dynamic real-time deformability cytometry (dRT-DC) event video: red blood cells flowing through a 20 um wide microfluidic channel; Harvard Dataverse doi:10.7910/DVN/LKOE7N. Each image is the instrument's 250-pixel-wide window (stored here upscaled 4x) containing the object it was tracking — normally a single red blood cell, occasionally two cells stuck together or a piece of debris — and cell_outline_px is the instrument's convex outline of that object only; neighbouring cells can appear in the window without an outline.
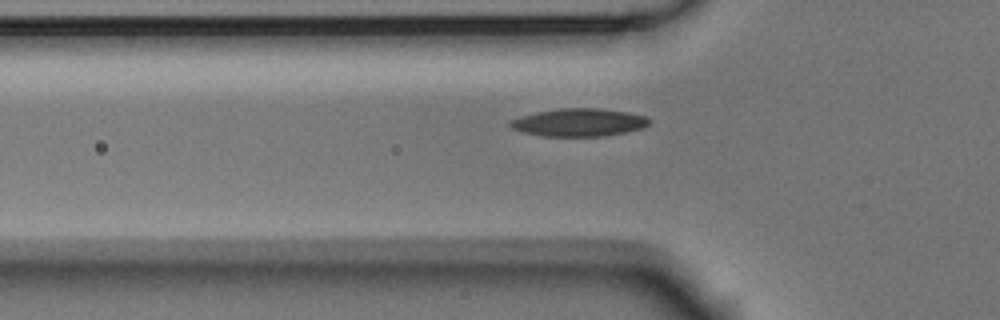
{"species": "Egyptian fruit bat (a non-hibernating species)", "species_latin": "Rousettus aegyptiacus", "temperature_condition": "room temperature", "stored_images_in_passage": 40, "camera_frame_rate_fps": 3000, "um_per_image_px": 0.085, "animal": {"sex": "male"}, "frame": {"image": 1, "passage_image": 9, "time_ms": 2.667, "image_size_px": [1000, 320], "cell_outline_px": [[652, 120], [644, 128], [604, 136], [540, 136], [520, 132], [512, 128], [508, 124], [508, 120], [520, 116], [536, 112], [560, 108], [600, 108], [628, 112], [644, 116]], "centroid_in_image_um": [49.17, 10.4], "position_along_channel_um": 76.6, "area_um2": 22.77}}
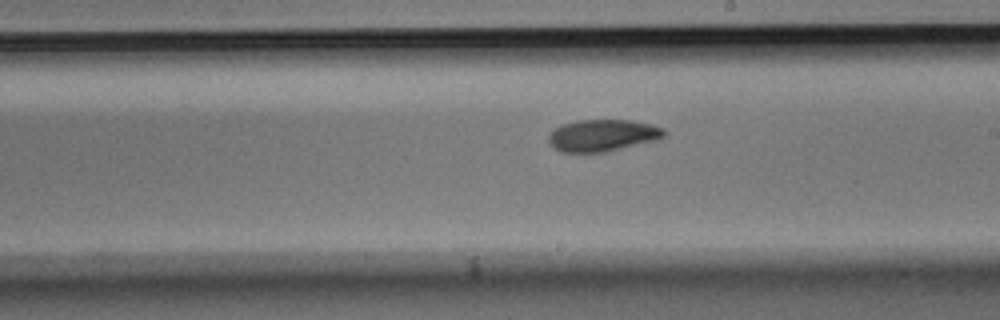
{"frame": {"image": 2, "passage_image": 22, "time_ms": 7.0, "image_size_px": [1000, 320], "cell_outline_px": [[664, 136], [656, 140], [604, 152], [560, 152], [552, 148], [548, 140], [548, 136], [560, 124], [576, 120], [632, 120], [652, 124], [664, 128]], "centroid_in_image_um": [51.19, 11.5], "position_along_channel_um": 237.8, "area_um2": 21.5}}
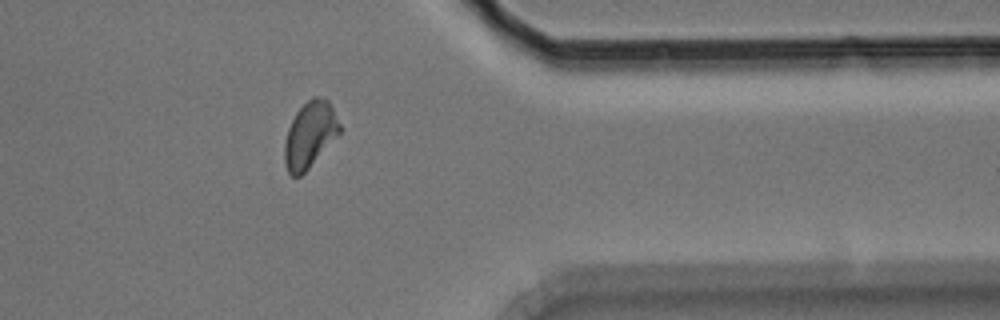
{"frame": {"image": 3, "passage_image": 35, "time_ms": 11.333, "image_size_px": [1000, 320], "cell_outline_px": [[340, 132], [308, 168], [300, 176], [292, 176], [288, 172], [284, 164], [284, 144], [288, 128], [296, 112], [312, 96], [316, 96], [328, 100], [340, 124]], "centroid_in_image_um": [26.31, 11.45], "position_along_channel_um": 385.1, "area_um2": 20.81}, "authors_computed_cell_mechanics": {"area_um2": 21.2126, "velocity_mm_per_s": 3.6987, "shape_relaxation_time_tau1_ms": 4.2449, "shape_relaxation_time_tau2_ms": null, "deformation_change_tau1": 0.13, "deformation_change_tau2": null}}